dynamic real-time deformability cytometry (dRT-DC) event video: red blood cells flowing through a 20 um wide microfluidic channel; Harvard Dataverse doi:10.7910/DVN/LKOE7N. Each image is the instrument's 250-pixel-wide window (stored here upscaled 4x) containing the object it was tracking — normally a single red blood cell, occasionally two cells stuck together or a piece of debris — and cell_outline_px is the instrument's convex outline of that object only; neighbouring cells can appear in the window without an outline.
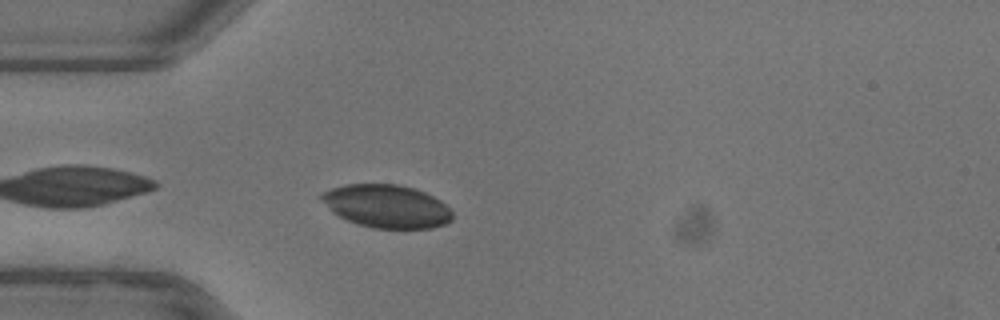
{"species": "common noctule bat (a hibernating species)", "species_latin": "Nyctalus noctula", "temperature_condition": "warm", "stored_images_in_passage": 36, "camera_frame_rate_fps": 3000, "um_per_image_px": 0.085, "animal": {"sex": "female"}, "frame": {"image": 1, "passage_image": 2, "time_ms": 0.333, "image_size_px": [1000, 320], "cell_outline_px": [[452, 220], [444, 224], [432, 228], [372, 228], [356, 224], [332, 212], [320, 200], [320, 192], [344, 184], [396, 184], [416, 188], [440, 200], [452, 212]], "centroid_in_image_um": [32.83, 17.52], "position_along_channel_um": 52.2, "area_um2": 32.95}}
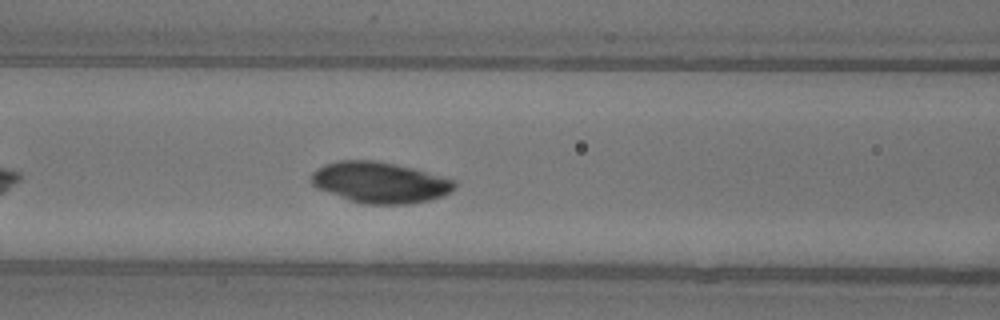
{"frame": {"image": 2, "passage_image": 9, "time_ms": 2.667, "image_size_px": [1000, 320], "cell_outline_px": [[456, 188], [440, 196], [428, 200], [408, 204], [364, 204], [348, 200], [316, 188], [308, 180], [312, 172], [316, 168], [324, 164], [336, 160], [376, 160], [412, 168], [456, 180]], "centroid_in_image_um": [32.22, 15.5], "position_along_channel_um": 134.4, "area_um2": 34.39}}
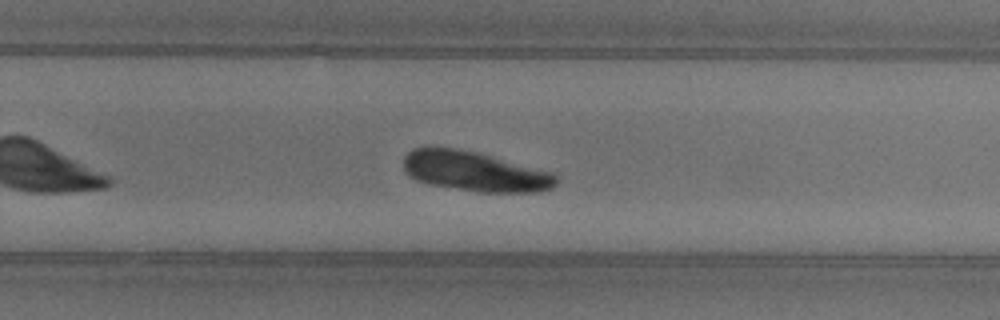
{"frame": {"image": 3, "passage_image": 21, "time_ms": 6.667, "image_size_px": [1000, 320], "cell_outline_px": [[556, 184], [552, 188], [540, 192], [480, 192], [428, 184], [416, 180], [408, 176], [404, 172], [404, 156], [412, 148], [452, 148], [476, 152], [552, 172], [556, 176]], "centroid_in_image_um": [40.33, 14.58], "position_along_channel_um": 289.5, "area_um2": 35.26}}